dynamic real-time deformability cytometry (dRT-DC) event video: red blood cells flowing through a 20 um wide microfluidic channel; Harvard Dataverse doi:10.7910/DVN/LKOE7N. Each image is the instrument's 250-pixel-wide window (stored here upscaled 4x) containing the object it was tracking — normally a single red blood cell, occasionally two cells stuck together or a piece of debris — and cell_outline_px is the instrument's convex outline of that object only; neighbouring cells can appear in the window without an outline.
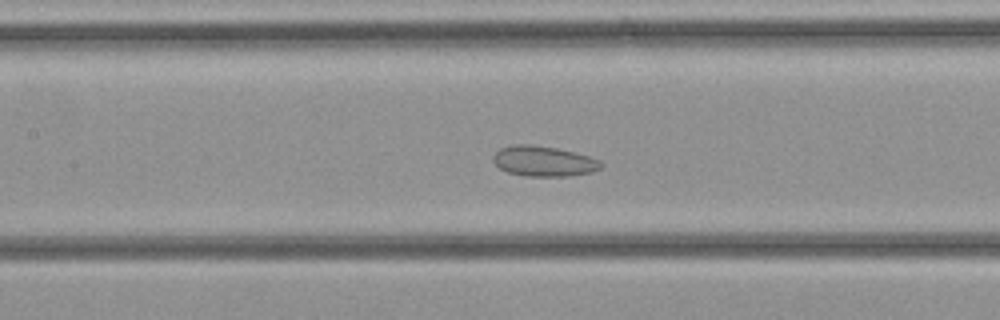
{"species": "common noctule bat (a hibernating species)", "species_latin": "Nyctalus noctula", "temperature_condition": "cold", "stored_images_in_passage": 33, "camera_frame_rate_fps": 3000, "um_per_image_px": 0.085, "animal": {"sex": "female", "body_mass_g": 21.9}, "frame": {"image": 1, "passage_image": 14, "time_ms": 4.333, "image_size_px": [1000, 320], "cell_outline_px": [[604, 164], [600, 168], [592, 172], [572, 176], [524, 176], [508, 172], [500, 168], [492, 160], [492, 156], [500, 148], [516, 144], [532, 144], [556, 148], [588, 156], [600, 160]], "centroid_in_image_um": [46.21, 13.7], "position_along_channel_um": 161.2, "area_um2": 19.07}}
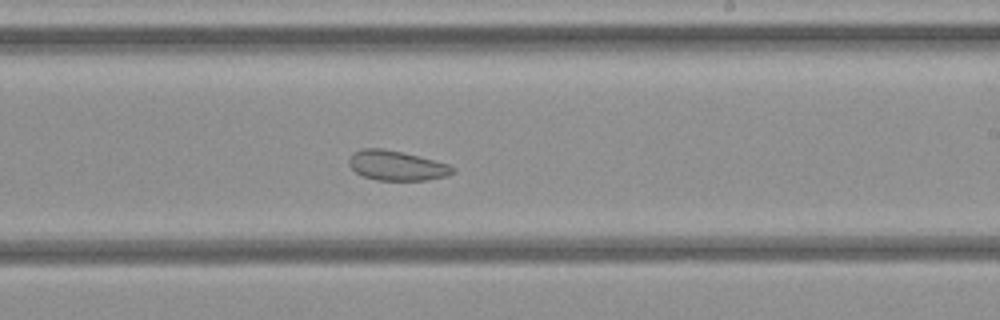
{"frame": {"image": 2, "passage_image": 19, "time_ms": 6.0, "image_size_px": [1000, 320], "cell_outline_px": [[456, 172], [448, 176], [428, 180], [376, 180], [364, 176], [356, 172], [348, 164], [348, 160], [352, 152], [360, 148], [384, 148], [404, 152], [448, 164], [456, 168]], "centroid_in_image_um": [33.72, 14.06], "position_along_channel_um": 255.3, "area_um2": 18.26}}
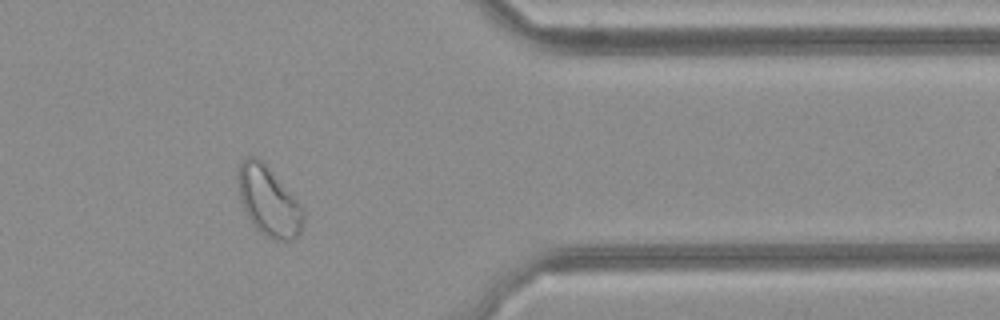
{"frame": {"image": 3, "passage_image": 27, "time_ms": 8.667, "image_size_px": [1000, 320], "cell_outline_px": [[304, 224], [300, 232], [292, 240], [276, 240], [260, 232], [252, 224], [240, 200], [236, 176], [236, 172], [240, 164], [248, 156], [256, 156], [268, 168], [304, 208]], "centroid_in_image_um": [22.82, 17.11], "position_along_channel_um": 388.6, "area_um2": 26.18}}